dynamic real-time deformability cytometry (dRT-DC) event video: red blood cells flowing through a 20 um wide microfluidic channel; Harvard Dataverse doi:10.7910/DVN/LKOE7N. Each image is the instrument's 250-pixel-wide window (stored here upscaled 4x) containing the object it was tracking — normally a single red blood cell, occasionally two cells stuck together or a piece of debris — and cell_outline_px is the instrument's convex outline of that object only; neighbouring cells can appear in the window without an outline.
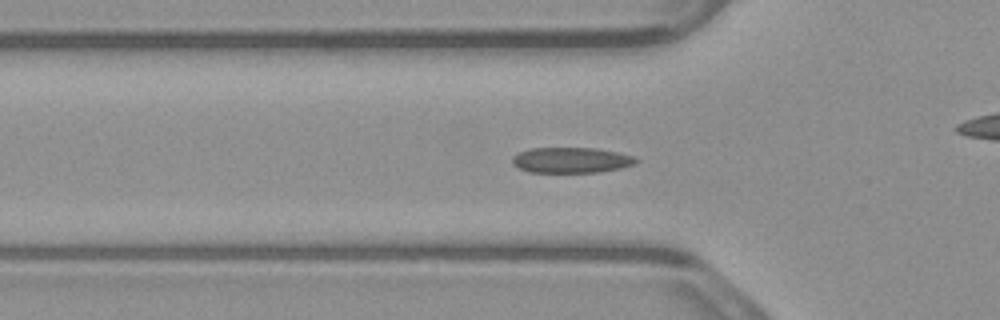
{"species": "common noctule bat (a hibernating species)", "species_latin": "Nyctalus noctula", "temperature_condition": "warm", "stored_images_in_passage": 53, "camera_frame_rate_fps": 3000, "um_per_image_px": 0.085, "animal": {"sex": "male", "body_mass_g": 23.1, "forearm_length_mm": 52.7}, "frame": {"image": 1, "passage_image": 16, "time_ms": 5.0, "image_size_px": [1000, 320], "cell_outline_px": [[640, 160], [632, 164], [620, 168], [600, 172], [528, 172], [512, 164], [512, 156], [516, 152], [532, 148], [596, 148], [616, 152], [632, 156]], "centroid_in_image_um": [48.5, 13.61], "position_along_channel_um": 77.3, "area_um2": 18.38}}
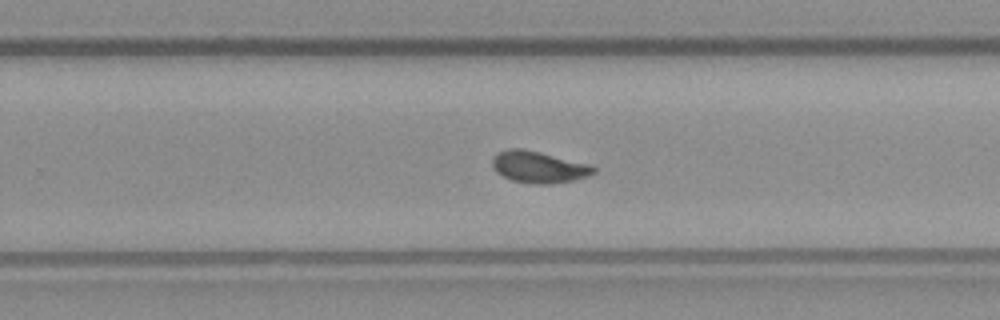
{"frame": {"image": 2, "passage_image": 32, "time_ms": 10.333, "image_size_px": [1000, 320], "cell_outline_px": [[596, 172], [588, 176], [572, 180], [552, 184], [532, 184], [512, 180], [496, 172], [492, 164], [492, 156], [496, 152], [508, 148], [520, 148], [540, 152], [592, 164], [596, 168]], "centroid_in_image_um": [45.79, 14.19], "position_along_channel_um": 284.0, "area_um2": 18.9}}
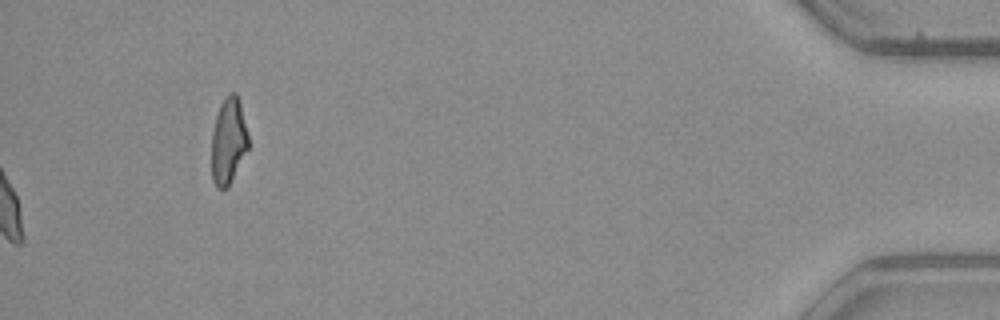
{"frame": {"image": 3, "passage_image": 53, "time_ms": 17.333, "image_size_px": [1000, 320], "cell_outline_px": [[248, 148], [228, 188], [216, 188], [212, 180], [212, 132], [216, 116], [220, 104], [228, 92], [236, 92], [240, 104], [248, 136]], "centroid_in_image_um": [19.4, 11.99], "position_along_channel_um": 415.8, "area_um2": 18.38}, "authors_computed_cell_mechanics": {"area_um2": 17.918, "velocity_mm_per_s": 3.8642, "shape_relaxation_time_tau1_ms": 5.5817, "shape_relaxation_time_tau2_ms": 0.7773, "deformation_change_tau1": 0.1707, "deformation_change_tau2": 0.0653}}